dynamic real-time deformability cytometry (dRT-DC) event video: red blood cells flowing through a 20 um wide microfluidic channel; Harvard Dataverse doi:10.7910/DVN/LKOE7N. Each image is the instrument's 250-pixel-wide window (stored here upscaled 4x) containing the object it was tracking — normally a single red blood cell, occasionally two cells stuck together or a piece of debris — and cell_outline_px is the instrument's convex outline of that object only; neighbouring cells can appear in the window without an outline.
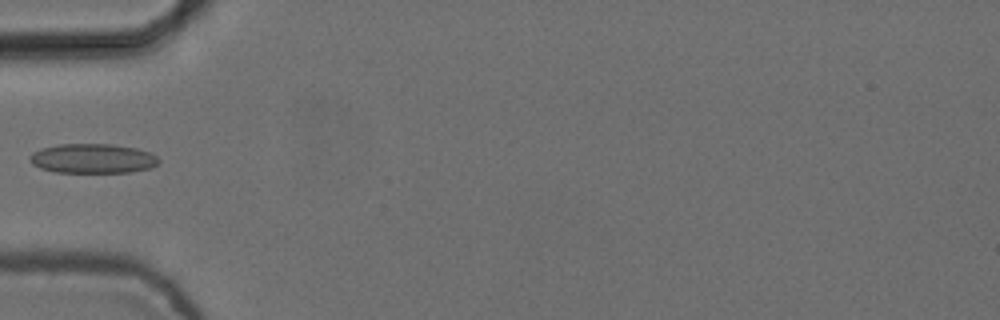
{"species": "common noctule bat (a hibernating species)", "species_latin": "Nyctalus noctula", "temperature_condition": "cold", "stored_images_in_passage": 6, "camera_frame_rate_fps": 3000, "um_per_image_px": 0.085, "animal": {"sex": "female", "body_mass_g": 24.6, "forearm_length_mm": 56.2}, "frame": {"image": 1, "passage_image": 5, "time_ms": 1.333, "image_size_px": [1000, 320], "cell_outline_px": [[160, 160], [156, 164], [148, 168], [128, 172], [56, 172], [40, 168], [32, 164], [28, 160], [28, 156], [32, 152], [40, 148], [56, 144], [112, 144], [136, 148], [148, 152], [156, 156]], "centroid_in_image_um": [7.8, 13.46], "position_along_channel_um": 77.2, "area_um2": 22.2}}
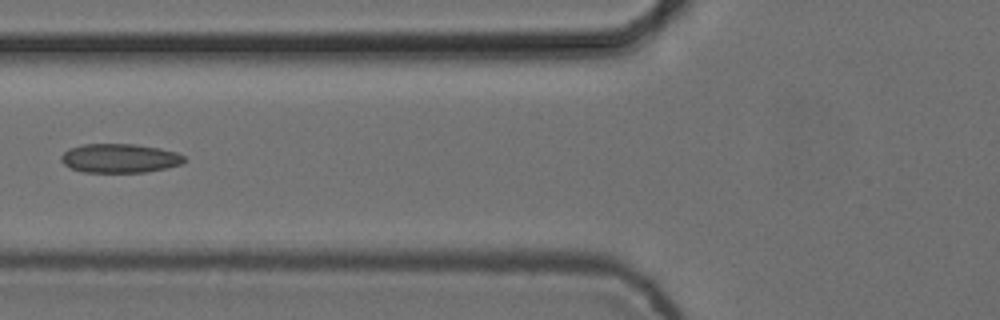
{"frame": {"image": 2, "passage_image": 6, "time_ms": 1.667, "image_size_px": [1000, 320], "cell_outline_px": [[184, 160], [180, 164], [164, 168], [144, 172], [84, 172], [72, 168], [64, 164], [60, 160], [60, 156], [68, 148], [84, 144], [136, 144], [160, 148], [176, 152], [184, 156]], "centroid_in_image_um": [10.14, 13.44], "position_along_channel_um": 115.7, "area_um2": 20.69}}